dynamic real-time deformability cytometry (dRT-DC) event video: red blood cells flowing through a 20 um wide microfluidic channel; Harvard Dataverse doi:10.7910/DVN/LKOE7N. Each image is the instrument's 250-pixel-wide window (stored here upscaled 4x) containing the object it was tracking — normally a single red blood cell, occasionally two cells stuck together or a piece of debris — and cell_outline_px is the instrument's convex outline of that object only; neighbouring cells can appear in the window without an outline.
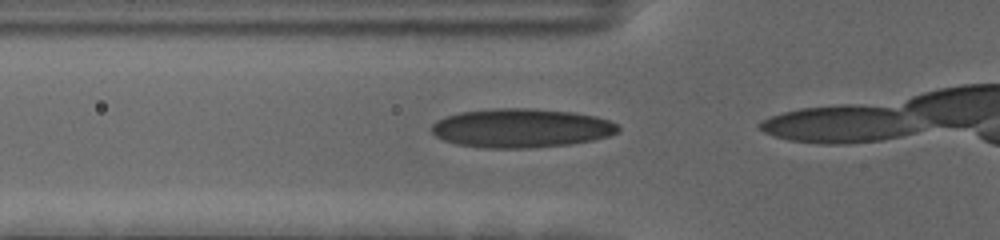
{"species": "human", "species_latin": "Homo sapiens", "temperature_condition": "cold", "stored_images_in_passage": 4, "camera_frame_rate_fps": 3000, "um_per_image_px": 0.085, "donor": {"sex": "female"}, "frame": {"image": 1, "passage_image": 2, "time_ms": 0.333, "image_size_px": [1000, 240], "cell_outline_px": [[620, 132], [608, 136], [592, 140], [568, 144], [528, 148], [484, 148], [456, 144], [444, 140], [436, 136], [432, 132], [432, 124], [436, 120], [460, 112], [496, 108], [528, 108], [572, 112], [596, 116], [608, 120], [616, 124], [620, 128]], "centroid_in_image_um": [44.3, 10.89], "position_along_channel_um": 81.5, "area_um2": 42.25}}